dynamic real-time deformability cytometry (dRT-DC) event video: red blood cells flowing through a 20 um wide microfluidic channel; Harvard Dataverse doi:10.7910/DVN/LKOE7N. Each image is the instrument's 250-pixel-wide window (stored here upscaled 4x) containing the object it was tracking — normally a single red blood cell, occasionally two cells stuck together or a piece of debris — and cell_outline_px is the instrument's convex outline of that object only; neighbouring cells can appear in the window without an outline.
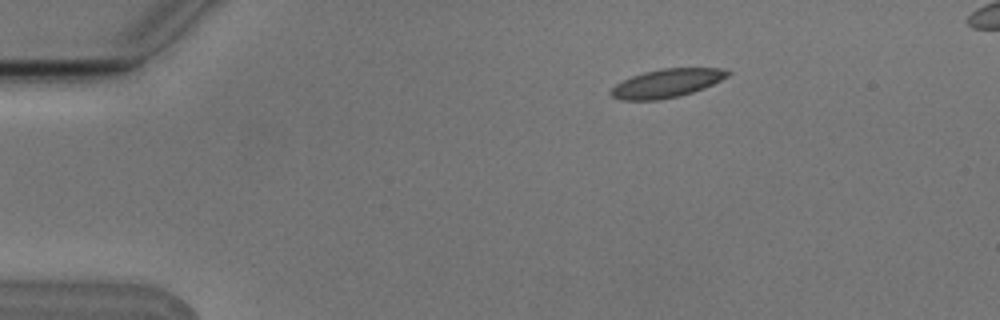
{"species": "Egyptian fruit bat (a non-hibernating species)", "species_latin": "Rousettus aegyptiacus", "temperature_condition": "cold", "stored_images_in_passage": 5, "camera_frame_rate_fps": 3000, "um_per_image_px": 0.085, "animal": {"sex": "male"}, "frame": {"image": 1, "passage_image": 3, "time_ms": 0.667, "image_size_px": [1000, 320], "cell_outline_px": [[732, 72], [728, 76], [704, 88], [680, 96], [656, 100], [620, 100], [612, 96], [608, 92], [616, 84], [632, 76], [644, 72], [660, 68], [720, 68]], "centroid_in_image_um": [56.66, 7.07], "position_along_channel_um": 28.3, "area_um2": 19.31}}